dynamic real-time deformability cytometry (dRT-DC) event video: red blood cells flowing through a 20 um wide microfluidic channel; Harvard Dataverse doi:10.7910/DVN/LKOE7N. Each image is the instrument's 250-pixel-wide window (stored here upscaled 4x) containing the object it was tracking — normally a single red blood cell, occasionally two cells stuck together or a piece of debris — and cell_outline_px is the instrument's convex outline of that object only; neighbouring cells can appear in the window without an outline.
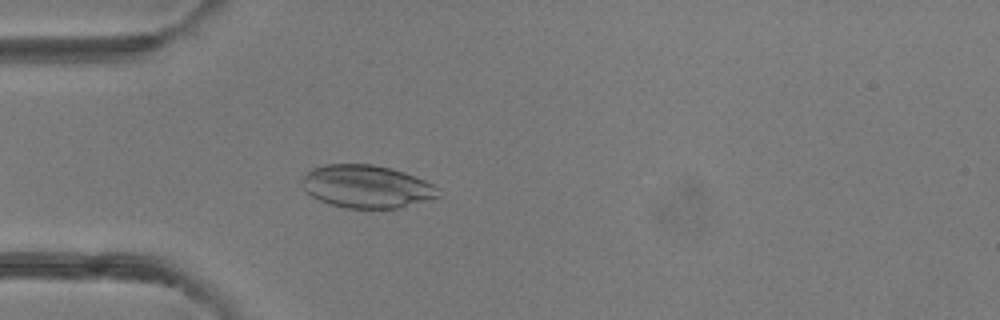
{"species": "common noctule bat (a hibernating species)", "species_latin": "Nyctalus noctula", "temperature_condition": "room temperature", "stored_images_in_passage": 5, "camera_frame_rate_fps": 3000, "um_per_image_px": 0.085, "animal": {"sex": "female"}, "frame": {"image": 1, "passage_image": 5, "time_ms": 4.667, "image_size_px": [1000, 320], "cell_outline_px": [[440, 196], [400, 208], [344, 208], [320, 200], [304, 192], [300, 184], [300, 180], [312, 168], [324, 164], [372, 164], [392, 168], [404, 172], [424, 180], [440, 188]], "centroid_in_image_um": [31.14, 15.85], "position_along_channel_um": 53.9, "area_um2": 34.22}}